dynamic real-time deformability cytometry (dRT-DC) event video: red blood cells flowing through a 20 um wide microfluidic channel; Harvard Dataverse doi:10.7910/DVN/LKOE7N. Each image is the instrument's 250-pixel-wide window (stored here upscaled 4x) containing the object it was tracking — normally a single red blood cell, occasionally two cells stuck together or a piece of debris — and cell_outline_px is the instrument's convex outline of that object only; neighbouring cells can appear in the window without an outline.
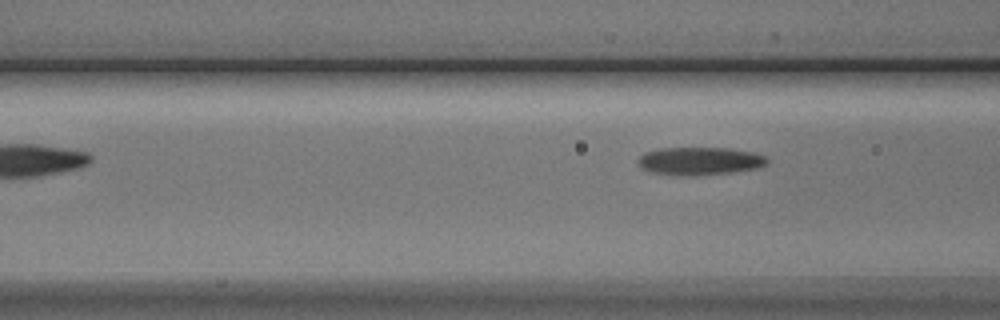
{"species": "Egyptian fruit bat (a non-hibernating species)", "species_latin": "Rousettus aegyptiacus", "temperature_condition": "cold", "stored_images_in_passage": 3, "camera_frame_rate_fps": 3000, "um_per_image_px": 0.085, "animal": {"sex": "male"}, "frame": {"image": 1, "passage_image": 3, "time_ms": 2.333, "image_size_px": [1000, 320], "cell_outline_px": [[768, 164], [756, 168], [732, 172], [688, 176], [652, 172], [640, 168], [636, 160], [644, 152], [660, 148], [732, 148], [752, 152], [764, 156], [768, 160]], "centroid_in_image_um": [59.45, 13.68], "position_along_channel_um": 107.2, "area_um2": 20.98}}